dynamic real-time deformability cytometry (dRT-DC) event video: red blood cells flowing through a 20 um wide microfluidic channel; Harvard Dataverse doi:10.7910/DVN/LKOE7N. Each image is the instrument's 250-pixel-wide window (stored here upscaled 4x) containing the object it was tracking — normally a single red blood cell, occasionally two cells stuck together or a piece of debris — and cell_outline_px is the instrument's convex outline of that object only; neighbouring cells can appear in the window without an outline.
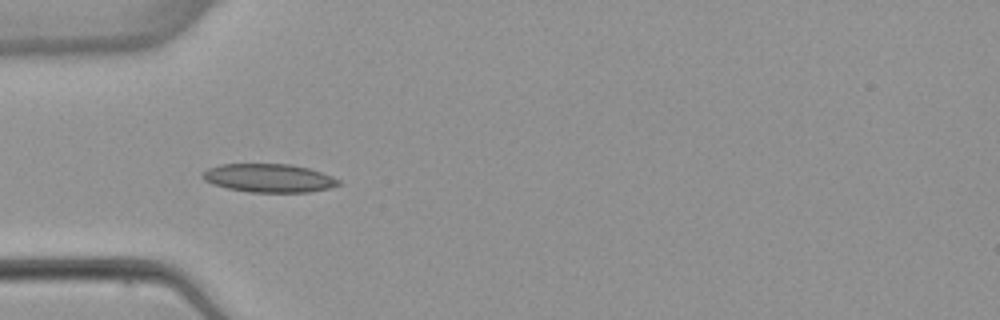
{"species": "common noctule bat (a hibernating species)", "species_latin": "Nyctalus noctula", "temperature_condition": "warm", "stored_images_in_passage": 6, "camera_frame_rate_fps": 3000, "um_per_image_px": 0.085, "animal": {"sex": "female", "body_mass_g": 22.7, "forearm_length_mm": 54.2}, "frame": {"image": 1, "passage_image": 4, "time_ms": 4.667, "image_size_px": [1000, 320], "cell_outline_px": [[340, 184], [328, 188], [308, 192], [248, 192], [228, 188], [212, 184], [204, 180], [200, 176], [200, 172], [208, 168], [220, 164], [292, 164], [308, 168], [332, 176], [340, 180]], "centroid_in_image_um": [22.8, 15.13], "position_along_channel_um": 62.2, "area_um2": 22.6}}
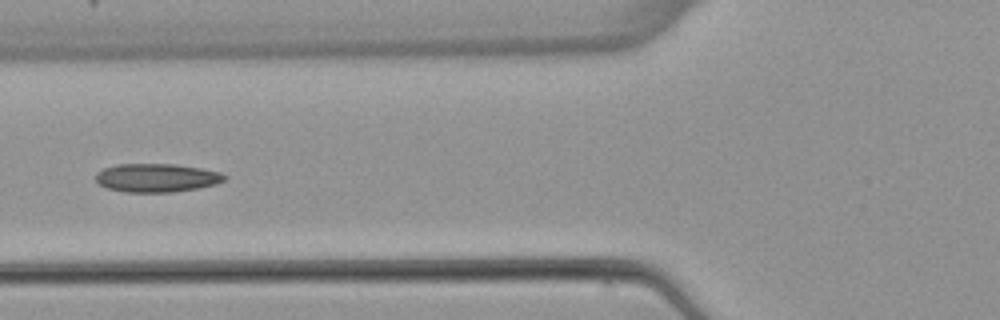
{"frame": {"image": 2, "passage_image": 5, "time_ms": 6.0, "image_size_px": [1000, 320], "cell_outline_px": [[228, 176], [224, 180], [216, 184], [200, 188], [172, 192], [124, 192], [108, 188], [100, 184], [96, 180], [96, 172], [104, 168], [116, 164], [176, 164], [200, 168], [220, 172]], "centroid_in_image_um": [13.33, 15.11], "position_along_channel_um": 112.5, "area_um2": 21.44}}
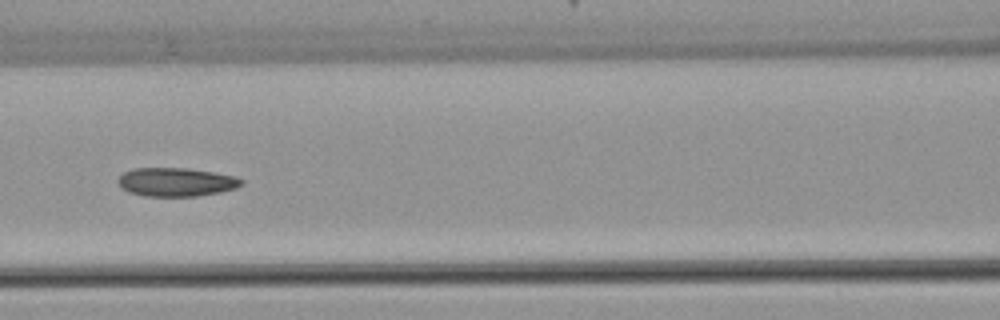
{"frame": {"image": 3, "passage_image": 6, "time_ms": 7.0, "image_size_px": [1000, 320], "cell_outline_px": [[244, 184], [236, 188], [220, 192], [196, 196], [144, 196], [128, 192], [120, 188], [116, 180], [124, 172], [132, 168], [188, 168], [236, 176], [244, 180]], "centroid_in_image_um": [14.96, 15.47], "position_along_channel_um": 151.6, "area_um2": 20.81}}